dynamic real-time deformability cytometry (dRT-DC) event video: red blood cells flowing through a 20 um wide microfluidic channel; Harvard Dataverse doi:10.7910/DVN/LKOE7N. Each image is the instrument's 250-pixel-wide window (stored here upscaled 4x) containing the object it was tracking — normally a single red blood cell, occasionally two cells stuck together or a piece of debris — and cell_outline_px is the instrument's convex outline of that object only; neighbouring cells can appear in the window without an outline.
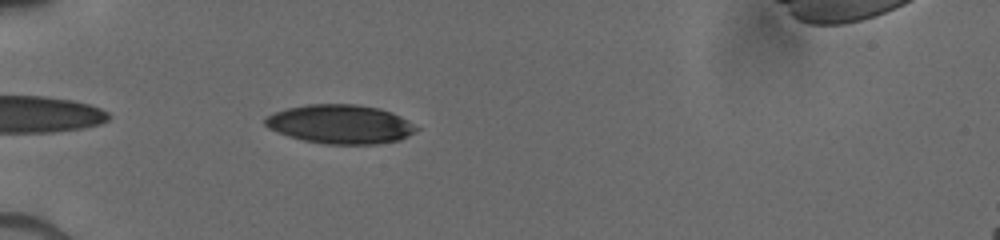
{"species": "human", "species_latin": "Homo sapiens", "temperature_condition": "cold", "stored_images_in_passage": 8, "segment_of_instrument_passage": [2, 2], "camera_frame_rate_fps": 3000, "um_per_image_px": 0.085, "donor": {"sex": "male"}, "frame": {"image": 1, "passage_image": 8, "time_ms": 5.667, "image_size_px": [1000, 240], "cell_outline_px": [[420, 128], [408, 136], [400, 140], [376, 144], [324, 144], [304, 140], [288, 136], [268, 128], [264, 124], [264, 116], [288, 108], [308, 104], [356, 104], [376, 108], [400, 116]], "centroid_in_image_um": [28.9, 10.56], "position_along_channel_um": 56.1, "area_um2": 34.16}}